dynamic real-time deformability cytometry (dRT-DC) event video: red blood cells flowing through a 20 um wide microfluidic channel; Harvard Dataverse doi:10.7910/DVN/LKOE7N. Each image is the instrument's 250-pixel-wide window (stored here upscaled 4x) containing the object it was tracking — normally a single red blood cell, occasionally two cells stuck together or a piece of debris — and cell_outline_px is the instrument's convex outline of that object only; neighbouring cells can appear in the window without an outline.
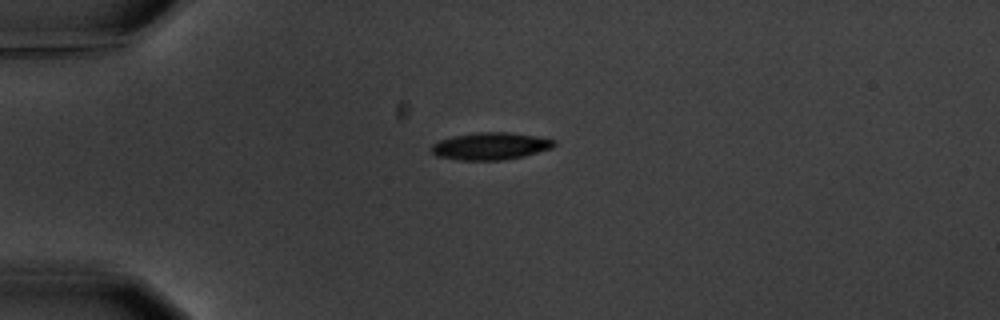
{"species": "common noctule bat (a hibernating species)", "species_latin": "Nyctalus noctula", "temperature_condition": "warm", "stored_images_in_passage": 3, "camera_frame_rate_fps": 3000, "um_per_image_px": 0.085, "animal": {"sex": "male", "body_mass_g": 20.1, "forearm_length_mm": 53.5}, "frame": {"image": 1, "passage_image": 1, "time_ms": 0.0, "image_size_px": [1000, 320], "cell_outline_px": [[556, 144], [552, 148], [524, 156], [504, 160], [460, 160], [436, 156], [432, 152], [432, 144], [440, 140], [456, 136], [476, 132], [512, 132], [536, 136], [556, 140]], "centroid_in_image_um": [41.72, 12.42], "position_along_channel_um": 43.3, "area_um2": 19.48}}
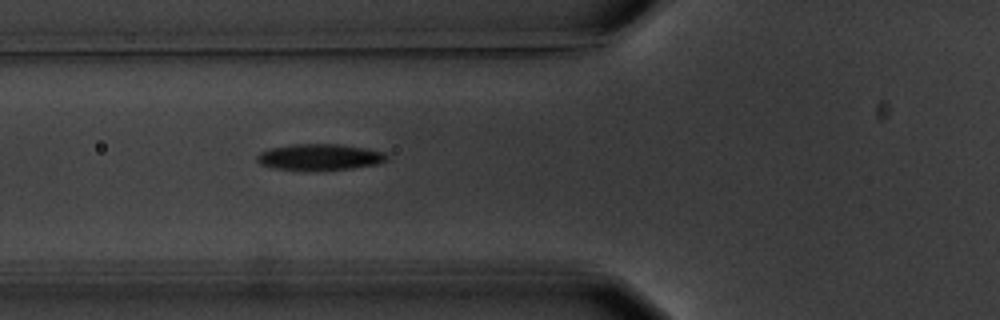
{"frame": {"image": 2, "passage_image": 3, "time_ms": 2.333, "image_size_px": [1000, 320], "cell_outline_px": [[388, 160], [376, 164], [352, 168], [272, 168], [260, 164], [256, 160], [256, 156], [260, 152], [268, 148], [292, 144], [340, 144], [364, 148], [384, 152], [388, 156]], "centroid_in_image_um": [27.16, 13.31], "position_along_channel_um": 98.6, "area_um2": 19.19}}